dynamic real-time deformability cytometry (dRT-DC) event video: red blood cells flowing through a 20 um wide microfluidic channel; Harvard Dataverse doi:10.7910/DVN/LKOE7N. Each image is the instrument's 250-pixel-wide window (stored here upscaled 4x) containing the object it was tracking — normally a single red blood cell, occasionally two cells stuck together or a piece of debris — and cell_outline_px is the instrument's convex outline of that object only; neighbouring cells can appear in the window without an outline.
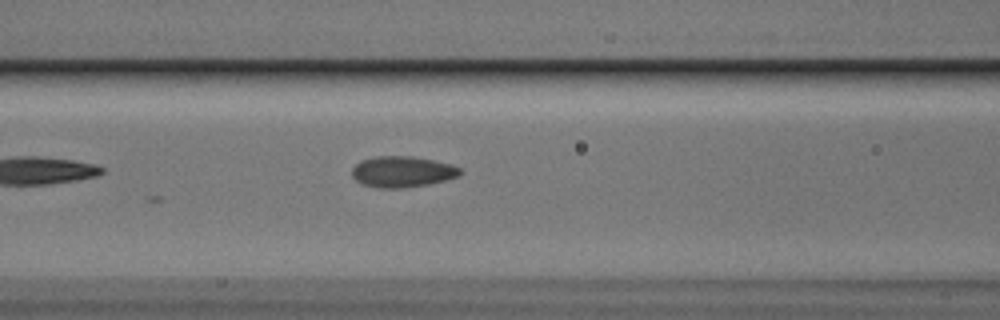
{"species": "Egyptian fruit bat (a non-hibernating species)", "species_latin": "Rousettus aegyptiacus", "temperature_condition": "cold", "stored_images_in_passage": 4, "camera_frame_rate_fps": 3000, "um_per_image_px": 0.085, "animal": {"sex": "male"}, "frame": {"image": 1, "passage_image": 4, "time_ms": 4.333, "image_size_px": [1000, 320], "cell_outline_px": [[460, 172], [456, 176], [444, 180], [428, 184], [404, 188], [376, 188], [364, 184], [356, 180], [352, 176], [352, 168], [360, 160], [376, 156], [412, 156], [432, 160], [448, 164], [460, 168]], "centroid_in_image_um": [34.13, 14.59], "position_along_channel_um": 132.5, "area_um2": 19.31}}